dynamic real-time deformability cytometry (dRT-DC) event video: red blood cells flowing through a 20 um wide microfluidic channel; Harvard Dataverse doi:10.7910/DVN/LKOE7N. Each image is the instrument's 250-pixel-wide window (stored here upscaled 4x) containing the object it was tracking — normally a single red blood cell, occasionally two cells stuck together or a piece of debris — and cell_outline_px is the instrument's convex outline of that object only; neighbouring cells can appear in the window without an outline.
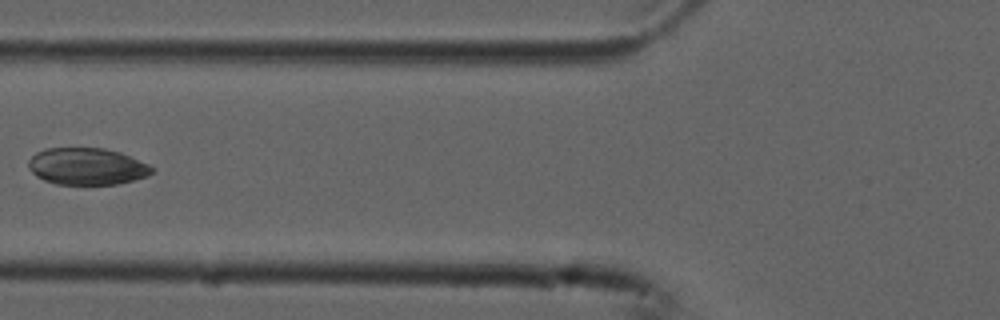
{"species": "common noctule bat (a hibernating species)", "species_latin": "Nyctalus noctula", "temperature_condition": "cold", "stored_images_in_passage": 7, "camera_frame_rate_fps": 3000, "um_per_image_px": 0.085, "animal": {"sex": "male", "forearm_length_mm": 52.5}, "frame": {"image": 1, "passage_image": 6, "time_ms": 1.667, "image_size_px": [1000, 320], "cell_outline_px": [[156, 172], [148, 176], [116, 184], [56, 184], [44, 180], [36, 176], [28, 168], [28, 160], [36, 152], [48, 148], [104, 148], [120, 152], [148, 164], [156, 168]], "centroid_in_image_um": [7.4, 14.14], "position_along_channel_um": 118.4, "area_um2": 26.65}}
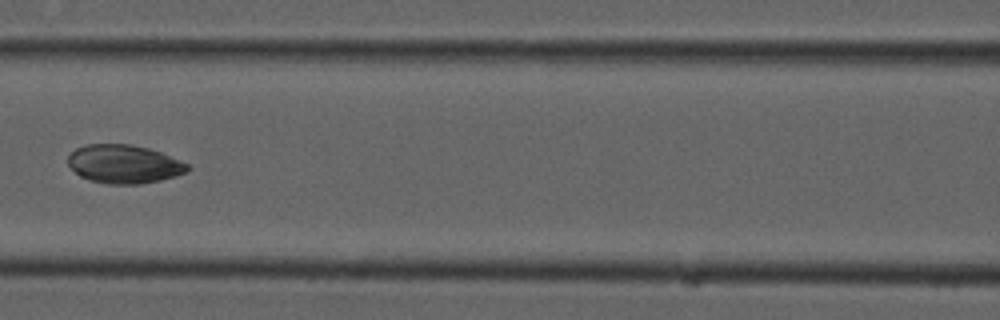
{"frame": {"image": 2, "passage_image": 7, "time_ms": 2.0, "image_size_px": [1000, 320], "cell_outline_px": [[192, 168], [188, 172], [176, 176], [160, 180], [140, 184], [108, 184], [88, 180], [80, 176], [68, 164], [68, 156], [76, 148], [88, 144], [132, 144], [148, 148], [160, 152], [188, 164]], "centroid_in_image_um": [10.55, 13.95], "position_along_channel_um": 156.0, "area_um2": 26.88}}